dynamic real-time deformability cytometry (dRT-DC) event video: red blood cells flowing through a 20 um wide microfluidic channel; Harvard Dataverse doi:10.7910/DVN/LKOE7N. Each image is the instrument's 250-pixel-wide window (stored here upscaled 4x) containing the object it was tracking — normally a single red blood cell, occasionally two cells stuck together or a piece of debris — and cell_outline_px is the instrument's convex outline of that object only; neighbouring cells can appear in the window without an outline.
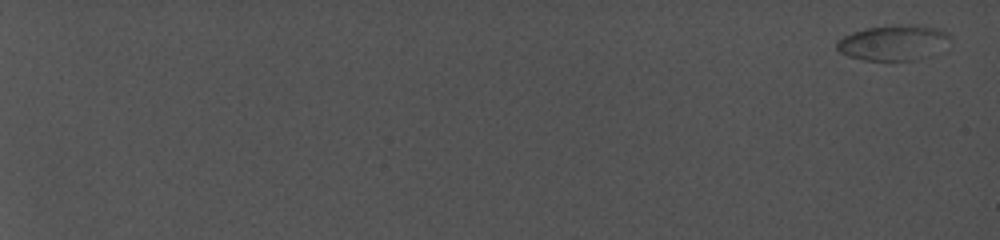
{"species": "common noctule bat (a hibernating species)", "species_latin": "Nyctalus noctula", "temperature_condition": "cold", "stored_images_in_passage": 11, "camera_frame_rate_fps": 5000, "um_per_image_px": 0.085, "animal": {"sex": "female", "body_mass_g": 19.0, "forearm_length_mm": 56.7}, "frame": {"image": 1, "passage_image": 1, "time_ms": 0.0, "image_size_px": [1000, 240], "cell_outline_px": [[952, 36], [932, 56], [916, 60], [864, 60], [848, 56], [840, 52], [836, 48], [836, 40], [852, 32], [864, 28], [896, 24], [916, 24], [936, 28], [948, 32]], "centroid_in_image_um": [75.92, 3.61], "position_along_channel_um": 9.1, "area_um2": 23.58}}
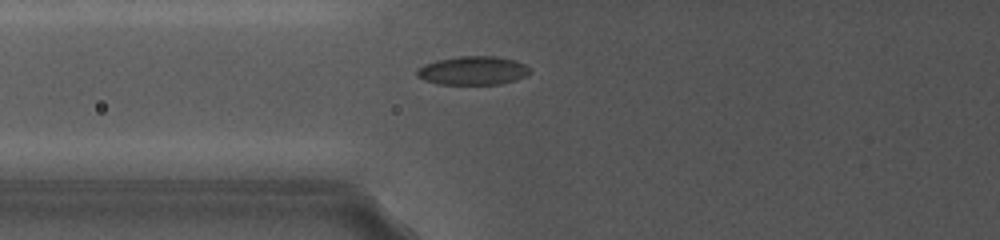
{"frame": {"image": 2, "passage_image": 10, "time_ms": 10.4, "image_size_px": [1000, 240], "cell_outline_px": [[532, 72], [528, 76], [516, 80], [500, 84], [436, 84], [424, 80], [416, 76], [416, 68], [424, 64], [436, 60], [460, 56], [496, 56], [512, 60], [524, 64], [532, 68]], "centroid_in_image_um": [40.2, 6.0], "position_along_channel_um": 85.6, "area_um2": 19.13}}
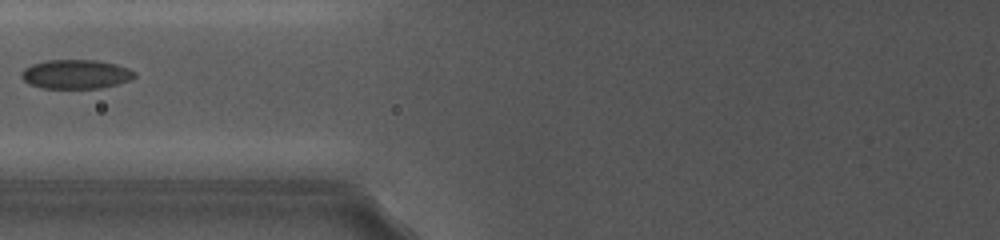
{"frame": {"image": 3, "passage_image": 11, "time_ms": 11.4, "image_size_px": [1000, 240], "cell_outline_px": [[136, 76], [128, 80], [116, 84], [100, 88], [44, 88], [28, 84], [20, 76], [20, 72], [24, 68], [32, 64], [48, 60], [96, 60], [116, 64], [128, 68], [136, 72]], "centroid_in_image_um": [6.42, 6.3], "position_along_channel_um": 119.4, "area_um2": 19.19}}